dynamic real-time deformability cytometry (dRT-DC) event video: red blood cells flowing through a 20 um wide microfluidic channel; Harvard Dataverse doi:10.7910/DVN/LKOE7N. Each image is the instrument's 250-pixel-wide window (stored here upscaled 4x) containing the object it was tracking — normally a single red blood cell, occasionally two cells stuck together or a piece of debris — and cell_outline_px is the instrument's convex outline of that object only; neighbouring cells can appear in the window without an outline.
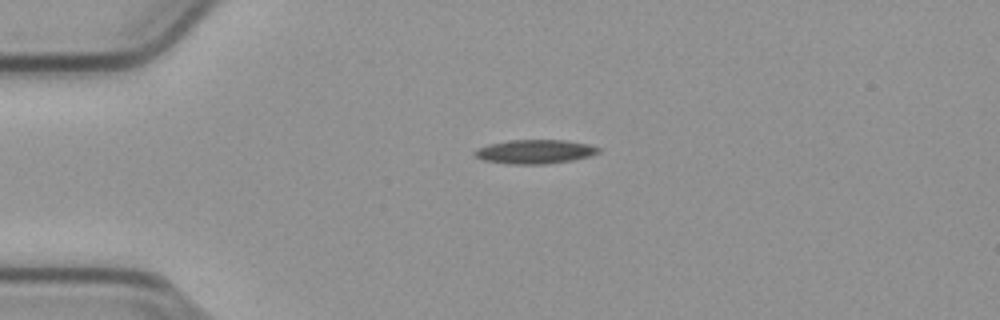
{"species": "common noctule bat (a hibernating species)", "species_latin": "Nyctalus noctula", "temperature_condition": "cold", "stored_images_in_passage": 42, "camera_frame_rate_fps": 3000, "um_per_image_px": 0.085, "animal": {"sex": "male", "body_mass_g": 23.1, "forearm_length_mm": 52.7}, "frame": {"image": 1, "passage_image": 1, "time_ms": 0.0, "image_size_px": [1000, 320], "cell_outline_px": [[600, 152], [588, 156], [572, 160], [544, 164], [512, 164], [484, 160], [476, 156], [472, 152], [476, 148], [488, 144], [508, 140], [564, 140], [588, 144], [600, 148]], "centroid_in_image_um": [45.44, 12.88], "position_along_channel_um": 39.6, "area_um2": 17.22}}
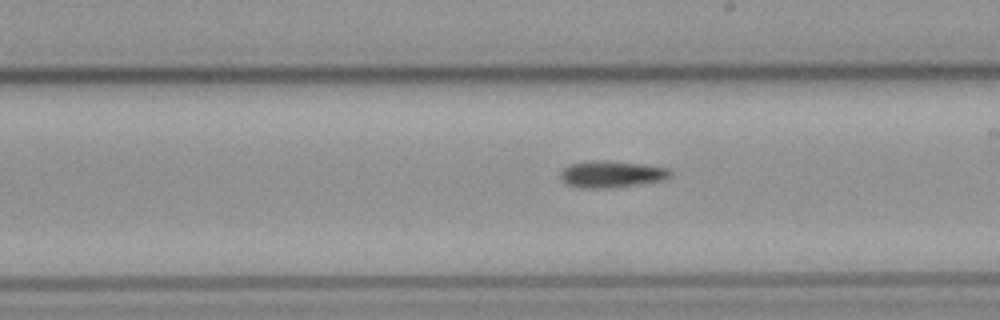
{"frame": {"image": 2, "passage_image": 19, "time_ms": 6.0, "image_size_px": [1000, 320], "cell_outline_px": [[672, 176], [664, 180], [640, 184], [612, 188], [580, 188], [568, 184], [560, 176], [560, 172], [564, 168], [572, 164], [592, 160], [608, 160], [640, 164], [668, 168], [672, 172]], "centroid_in_image_um": [52.01, 14.81], "position_along_channel_um": 237.0, "area_um2": 17.11}}
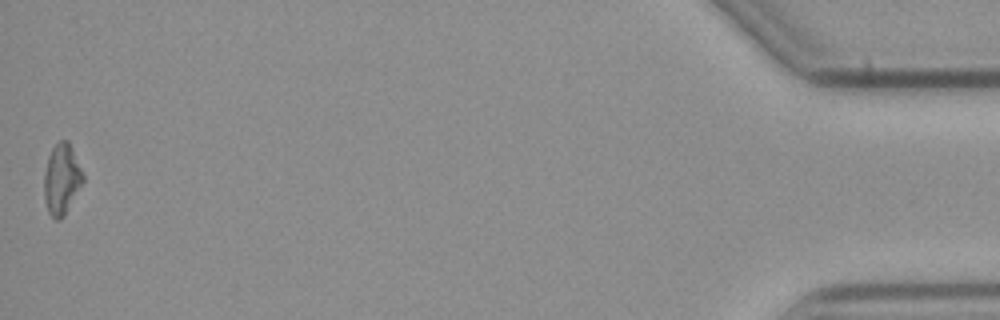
{"frame": {"image": 3, "passage_image": 42, "time_ms": 13.667, "image_size_px": [1000, 320], "cell_outline_px": [[84, 180], [64, 216], [60, 220], [56, 220], [48, 212], [44, 200], [44, 176], [48, 156], [52, 148], [60, 140], [68, 140], [84, 176]], "centroid_in_image_um": [5.23, 15.25], "position_along_channel_um": 430.0, "area_um2": 15.84}, "authors_computed_cell_mechanics": {"area_um2": 16.3574, "velocity_mm_per_s": 3.8078, "shape_relaxation_time_tau1_ms": 3.1493, "shape_relaxation_time_tau2_ms": null, "deformation_change_tau1": 0.1289, "deformation_change_tau2": null}}